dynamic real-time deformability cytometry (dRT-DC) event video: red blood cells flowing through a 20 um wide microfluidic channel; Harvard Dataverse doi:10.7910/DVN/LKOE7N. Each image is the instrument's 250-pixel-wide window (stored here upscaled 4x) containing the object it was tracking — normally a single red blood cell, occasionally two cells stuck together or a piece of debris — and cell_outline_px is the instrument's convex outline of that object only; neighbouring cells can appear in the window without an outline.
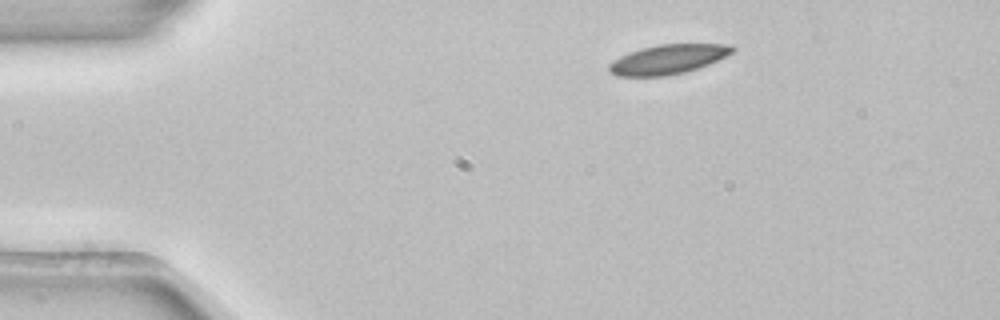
{"species": "common noctule bat (a hibernating species)", "species_latin": "Nyctalus noctula", "temperature_condition": "room temperature", "stored_images_in_passage": 2, "camera_frame_rate_fps": 3000, "um_per_image_px": 0.085, "animal": {"sex": "female", "body_mass_g": 22.7, "forearm_length_mm": 54.2}, "frame": {"image": 1, "passage_image": 1, "time_ms": 0.0, "image_size_px": [1000, 320], "cell_outline_px": [[736, 48], [732, 52], [708, 64], [684, 72], [664, 76], [616, 76], [608, 72], [608, 64], [612, 60], [628, 52], [660, 44], [732, 44]], "centroid_in_image_um": [56.72, 5.04], "position_along_channel_um": 28.3, "area_um2": 21.04}}